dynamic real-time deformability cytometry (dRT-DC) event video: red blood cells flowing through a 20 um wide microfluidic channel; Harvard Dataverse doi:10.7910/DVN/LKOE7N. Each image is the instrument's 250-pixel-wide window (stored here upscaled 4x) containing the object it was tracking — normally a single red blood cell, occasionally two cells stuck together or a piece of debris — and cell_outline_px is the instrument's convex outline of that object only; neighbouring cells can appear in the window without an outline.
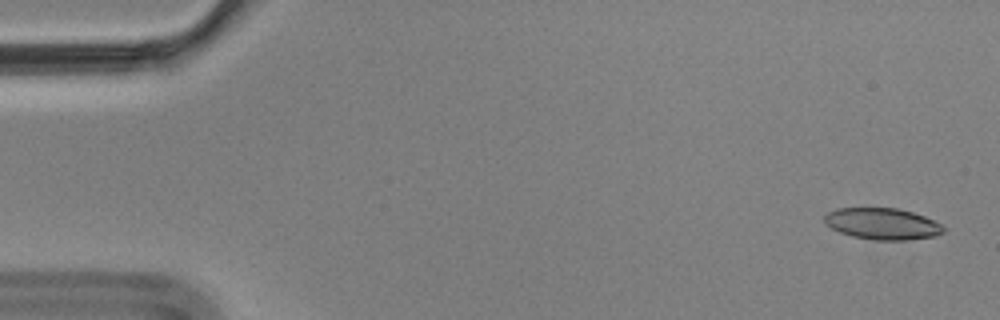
{"species": "Egyptian fruit bat (a non-hibernating species)", "species_latin": "Rousettus aegyptiacus", "temperature_condition": "cold", "stored_images_in_passage": 5, "camera_frame_rate_fps": 3000, "um_per_image_px": 0.085, "animal": {"sex": "male"}, "frame": {"image": 1, "passage_image": 1, "time_ms": 0.0, "image_size_px": [1000, 320], "cell_outline_px": [[944, 232], [936, 236], [908, 240], [876, 240], [852, 236], [840, 232], [824, 224], [824, 216], [828, 212], [836, 208], [896, 208], [912, 212], [924, 216], [940, 224], [944, 228]], "centroid_in_image_um": [74.98, 19.02], "position_along_channel_um": 10.0, "area_um2": 21.79}}
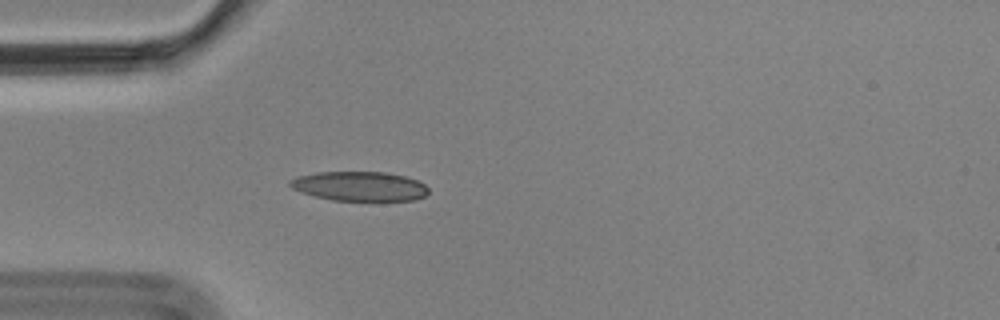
{"frame": {"image": 2, "passage_image": 5, "time_ms": 1.333, "image_size_px": [1000, 320], "cell_outline_px": [[428, 192], [424, 196], [412, 200], [332, 200], [300, 192], [292, 188], [288, 184], [288, 180], [296, 176], [316, 172], [384, 172], [404, 176], [416, 180], [424, 184], [428, 188]], "centroid_in_image_um": [30.51, 15.82], "position_along_channel_um": 54.5, "area_um2": 23.64}}